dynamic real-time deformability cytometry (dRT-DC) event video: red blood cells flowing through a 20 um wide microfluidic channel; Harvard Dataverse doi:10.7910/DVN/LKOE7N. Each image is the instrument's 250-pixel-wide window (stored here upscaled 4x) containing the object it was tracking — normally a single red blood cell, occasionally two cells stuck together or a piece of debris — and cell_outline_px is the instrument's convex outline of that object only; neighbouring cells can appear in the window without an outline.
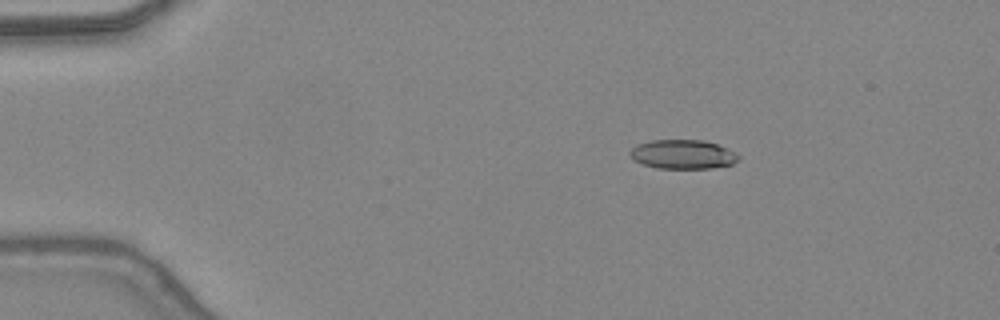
{"species": "common noctule bat (a hibernating species)", "species_latin": "Nyctalus noctula", "temperature_condition": "warm", "stored_images_in_passage": 40, "camera_frame_rate_fps": 3000, "um_per_image_px": 0.085, "animal": {"sex": "female", "body_mass_g": 24.6, "forearm_length_mm": 56.2}, "frame": {"image": 1, "passage_image": 1, "time_ms": 0.0, "image_size_px": [1000, 320], "cell_outline_px": [[740, 160], [732, 164], [712, 168], [656, 168], [632, 160], [628, 152], [636, 144], [652, 140], [704, 140], [716, 144], [736, 152], [740, 156]], "centroid_in_image_um": [58.03, 13.12], "position_along_channel_um": 27.0, "area_um2": 18.55}}
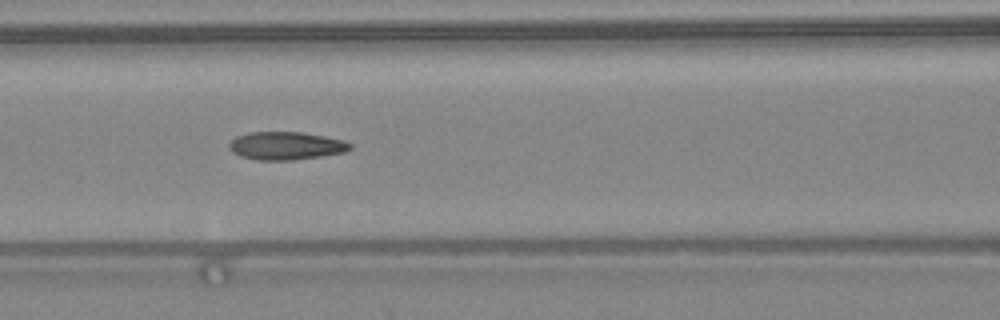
{"frame": {"image": 2, "passage_image": 14, "time_ms": 4.333, "image_size_px": [1000, 320], "cell_outline_px": [[352, 148], [344, 152], [320, 156], [292, 160], [256, 160], [240, 156], [232, 152], [228, 148], [228, 144], [236, 136], [248, 132], [300, 132], [324, 136], [344, 140], [352, 144]], "centroid_in_image_um": [24.28, 12.39], "position_along_channel_um": 142.3, "area_um2": 19.77}}
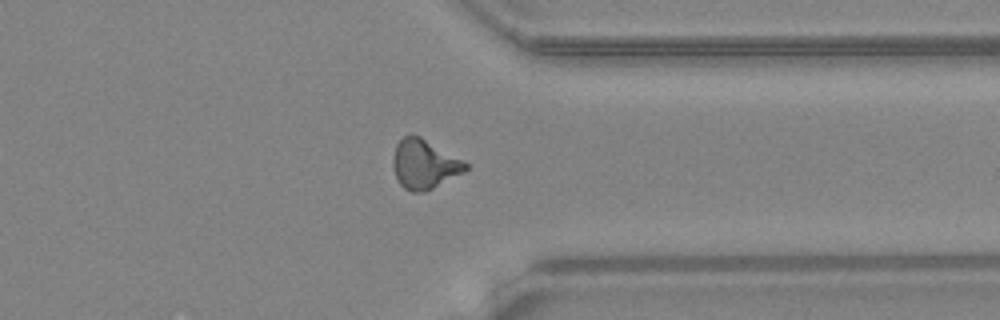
{"frame": {"image": 3, "passage_image": 30, "time_ms": 9.667, "image_size_px": [1000, 320], "cell_outline_px": [[468, 168], [464, 172], [424, 192], [412, 192], [404, 188], [400, 184], [396, 176], [392, 164], [392, 156], [396, 144], [404, 136], [412, 132], [420, 136], [464, 160], [468, 164]], "centroid_in_image_um": [36.05, 13.93], "position_along_channel_um": 375.4, "area_um2": 20.98}, "authors_computed_cell_mechanics": {"area_um2": 19.5075, "velocity_mm_per_s": 4.4235, "shape_relaxation_time_tau1_ms": null, "shape_relaxation_time_tau2_ms": 2.0206, "deformation_change_tau1": null, "deformation_change_tau2": 0.1029}}